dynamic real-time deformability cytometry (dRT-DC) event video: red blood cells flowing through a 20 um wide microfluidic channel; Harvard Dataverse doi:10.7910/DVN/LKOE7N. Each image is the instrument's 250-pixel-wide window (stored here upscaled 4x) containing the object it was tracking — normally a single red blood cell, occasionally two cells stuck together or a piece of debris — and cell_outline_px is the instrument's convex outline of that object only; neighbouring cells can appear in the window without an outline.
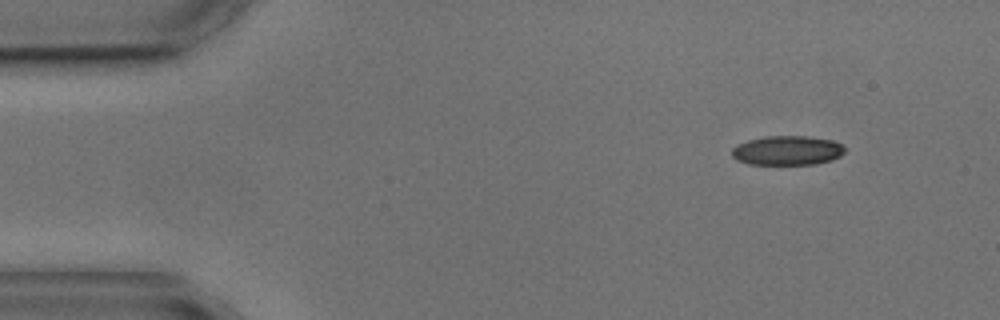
{"species": "common noctule bat (a hibernating species)", "species_latin": "Nyctalus noctula", "temperature_condition": "cold", "stored_images_in_passage": 3, "camera_frame_rate_fps": 3000, "um_per_image_px": 0.085, "animal": {"sex": "male", "body_mass_g": 17.9, "forearm_length_mm": 54.2}, "frame": {"image": 1, "passage_image": 1, "time_ms": 0.0, "image_size_px": [1000, 320], "cell_outline_px": [[844, 152], [840, 156], [832, 160], [816, 164], [748, 164], [736, 160], [732, 156], [732, 148], [736, 144], [748, 140], [764, 136], [808, 136], [832, 140], [840, 144], [844, 148]], "centroid_in_image_um": [66.89, 12.79], "position_along_channel_um": 18.1, "area_um2": 19.42}}